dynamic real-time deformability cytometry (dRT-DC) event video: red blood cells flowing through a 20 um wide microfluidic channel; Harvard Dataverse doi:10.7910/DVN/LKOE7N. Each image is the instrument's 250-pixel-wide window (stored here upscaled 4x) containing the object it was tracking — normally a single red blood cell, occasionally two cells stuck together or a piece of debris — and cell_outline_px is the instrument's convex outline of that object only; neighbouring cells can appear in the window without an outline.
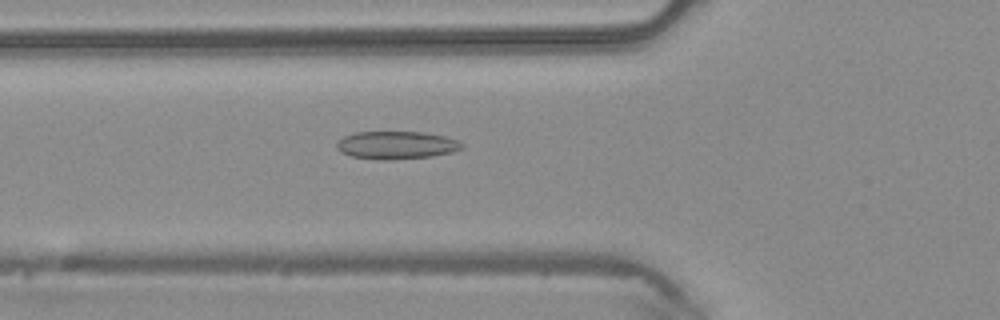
{"species": "common noctule bat (a hibernating species)", "species_latin": "Nyctalus noctula", "temperature_condition": "warm", "stored_images_in_passage": 32, "camera_frame_rate_fps": 3000, "um_per_image_px": 0.085, "animal": {"sex": "male", "body_mass_g": 20.4}, "frame": {"image": 1, "passage_image": 7, "time_ms": 2.0, "image_size_px": [1000, 320], "cell_outline_px": [[464, 148], [452, 152], [432, 156], [388, 160], [380, 160], [352, 156], [340, 152], [336, 148], [336, 144], [344, 136], [356, 132], [424, 132], [444, 136], [460, 140], [464, 144]], "centroid_in_image_um": [33.73, 12.33], "position_along_channel_um": 92.1, "area_um2": 20.4}}
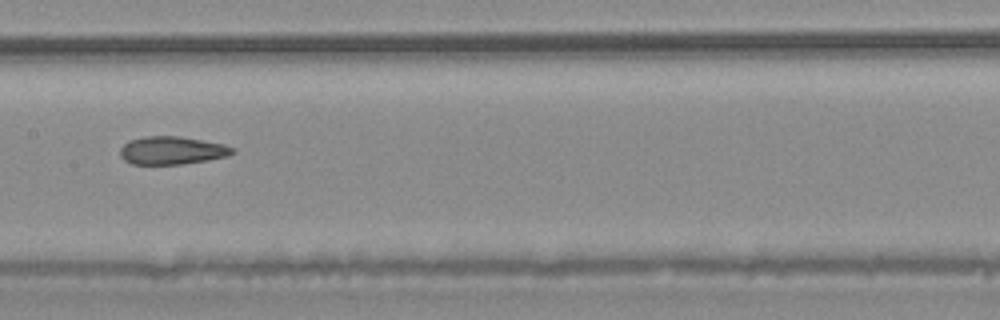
{"frame": {"image": 2, "passage_image": 14, "time_ms": 4.333, "image_size_px": [1000, 320], "cell_outline_px": [[236, 152], [228, 156], [180, 164], [132, 164], [124, 160], [120, 156], [120, 148], [128, 140], [144, 136], [180, 136], [224, 144], [236, 148]], "centroid_in_image_um": [14.61, 12.77], "position_along_channel_um": 192.8, "area_um2": 18.38}}
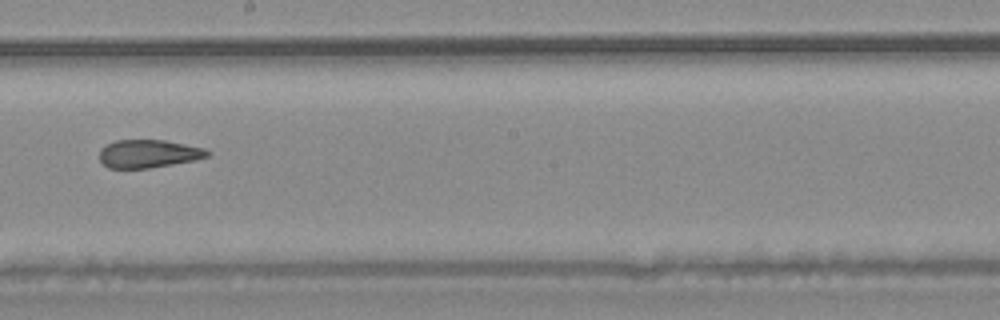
{"frame": {"image": 3, "passage_image": 17, "time_ms": 5.333, "image_size_px": [1000, 320], "cell_outline_px": [[212, 152], [208, 156], [192, 160], [172, 164], [148, 168], [108, 168], [100, 160], [100, 148], [116, 140], [164, 140], [204, 148]], "centroid_in_image_um": [12.61, 13.06], "position_along_channel_um": 235.6, "area_um2": 17.46}}